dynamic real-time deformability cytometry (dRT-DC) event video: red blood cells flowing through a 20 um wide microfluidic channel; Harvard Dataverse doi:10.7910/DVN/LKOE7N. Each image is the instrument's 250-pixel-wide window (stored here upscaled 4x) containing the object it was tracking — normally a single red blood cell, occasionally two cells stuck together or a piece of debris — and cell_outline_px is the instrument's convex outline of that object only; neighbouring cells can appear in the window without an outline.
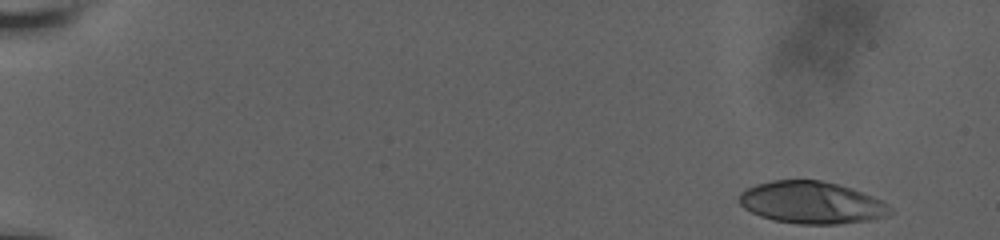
{"species": "human", "species_latin": "Homo sapiens", "temperature_condition": "room temperature", "stored_images_in_passage": 52, "camera_frame_rate_fps": 3000, "um_per_image_px": 0.085, "donor": {"sex": "male"}, "frame": {"image": 1, "passage_image": 1, "time_ms": 0.0, "image_size_px": [1000, 240], "cell_outline_px": [[892, 212], [888, 216], [868, 220], [836, 224], [800, 224], [772, 220], [760, 216], [744, 208], [740, 204], [740, 192], [756, 184], [772, 180], [820, 180], [852, 188], [884, 200], [892, 208]], "centroid_in_image_um": [69.02, 17.22], "position_along_channel_um": 16.0, "area_um2": 37.17}}
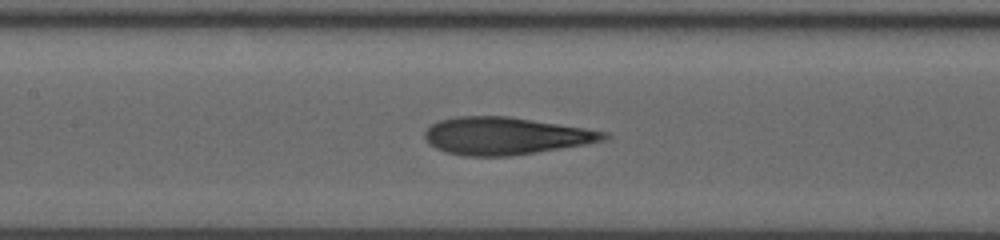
{"frame": {"image": 2, "passage_image": 28, "time_ms": 8.333, "image_size_px": [1000, 240], "cell_outline_px": [[612, 136], [608, 140], [536, 152], [508, 156], [464, 156], [444, 152], [428, 144], [424, 136], [424, 132], [432, 124], [440, 120], [456, 116], [508, 116], [584, 128], [608, 132]], "centroid_in_image_um": [42.95, 11.55], "position_along_channel_um": 164.4, "area_um2": 39.02}}
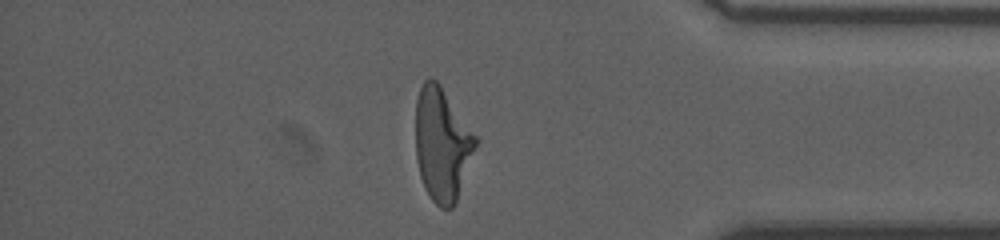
{"frame": {"image": 3, "passage_image": 50, "time_ms": 15.0, "image_size_px": [1000, 240], "cell_outline_px": [[480, 140], [456, 200], [452, 208], [440, 208], [432, 200], [424, 188], [420, 176], [416, 160], [416, 100], [420, 88], [424, 80], [428, 76], [436, 80], [440, 84]], "centroid_in_image_um": [37.59, 12.24], "position_along_channel_um": 397.6, "area_um2": 39.88}, "authors_computed_cell_mechanics": {"area_um2": 38.3503, "velocity_mm_per_s": 3.798, "shape_relaxation_time_tau1_ms": 7.1609, "shape_relaxation_time_tau2_ms": 1.2643, "deformation_change_tau1": 0.2532, "deformation_change_tau2": 0.1098}}